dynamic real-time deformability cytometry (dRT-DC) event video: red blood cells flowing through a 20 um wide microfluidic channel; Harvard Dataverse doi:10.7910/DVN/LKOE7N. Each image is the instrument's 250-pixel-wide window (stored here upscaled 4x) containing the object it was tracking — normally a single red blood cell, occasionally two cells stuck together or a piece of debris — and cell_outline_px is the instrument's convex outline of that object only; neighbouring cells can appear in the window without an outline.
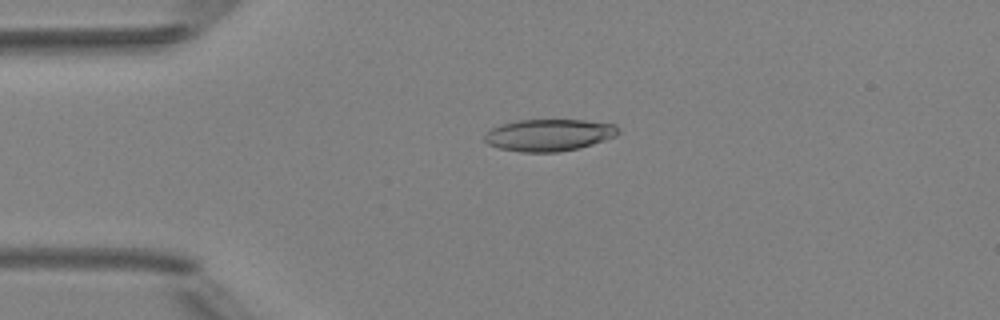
{"species": "Egyptian fruit bat (a non-hibernating species)", "species_latin": "Rousettus aegyptiacus", "temperature_condition": "room temperature", "stored_images_in_passage": 3, "camera_frame_rate_fps": 3000, "um_per_image_px": 0.085, "animal": {"sex": "female"}, "frame": {"image": 1, "passage_image": 2, "time_ms": 1.333, "image_size_px": [1000, 320], "cell_outline_px": [[620, 132], [616, 136], [580, 148], [556, 152], [520, 152], [500, 148], [488, 144], [484, 140], [484, 136], [488, 128], [500, 124], [516, 120], [584, 120], [616, 124]], "centroid_in_image_um": [46.64, 11.47], "position_along_channel_um": 38.4, "area_um2": 25.09}}